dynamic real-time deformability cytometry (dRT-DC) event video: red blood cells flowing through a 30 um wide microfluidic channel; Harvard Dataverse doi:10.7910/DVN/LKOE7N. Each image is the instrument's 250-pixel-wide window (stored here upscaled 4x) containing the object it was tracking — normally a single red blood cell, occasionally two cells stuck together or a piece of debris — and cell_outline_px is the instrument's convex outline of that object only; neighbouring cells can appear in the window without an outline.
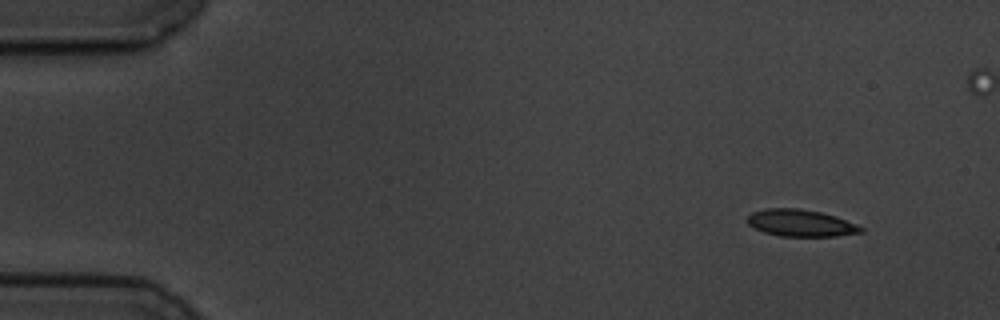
{"species": "common noctule bat (a hibernating species)", "species_latin": "Nyctalus noctula", "temperature_condition": "cold", "stored_images_in_passage": 5, "camera_frame_rate_fps": 3000, "um_per_image_px": 0.085, "animal": {"sex": "male", "body_mass_g": 19.5, "forearm_length_mm": 54.6}, "frame": {"image": 1, "passage_image": 1, "time_ms": 0.0, "image_size_px": [1000, 320], "cell_outline_px": [[864, 232], [836, 236], [780, 236], [764, 232], [748, 224], [748, 216], [752, 212], [764, 208], [800, 208], [820, 212], [836, 216], [856, 224], [864, 228]], "centroid_in_image_um": [68.08, 18.95], "position_along_channel_um": 16.9, "area_um2": 17.8}}
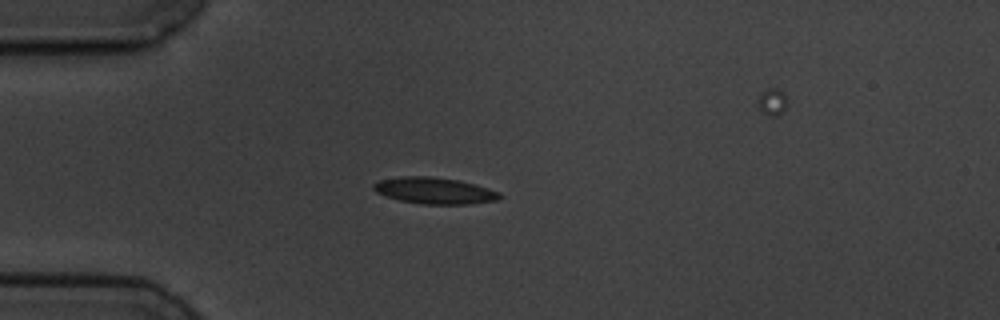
{"frame": {"image": 2, "passage_image": 4, "time_ms": 3.333, "image_size_px": [1000, 320], "cell_outline_px": [[504, 196], [496, 200], [472, 204], [420, 204], [400, 200], [376, 192], [372, 188], [372, 184], [380, 180], [400, 176], [432, 176], [460, 180], [476, 184], [500, 192]], "centroid_in_image_um": [36.96, 16.2], "position_along_channel_um": 48.0, "area_um2": 19.59}}